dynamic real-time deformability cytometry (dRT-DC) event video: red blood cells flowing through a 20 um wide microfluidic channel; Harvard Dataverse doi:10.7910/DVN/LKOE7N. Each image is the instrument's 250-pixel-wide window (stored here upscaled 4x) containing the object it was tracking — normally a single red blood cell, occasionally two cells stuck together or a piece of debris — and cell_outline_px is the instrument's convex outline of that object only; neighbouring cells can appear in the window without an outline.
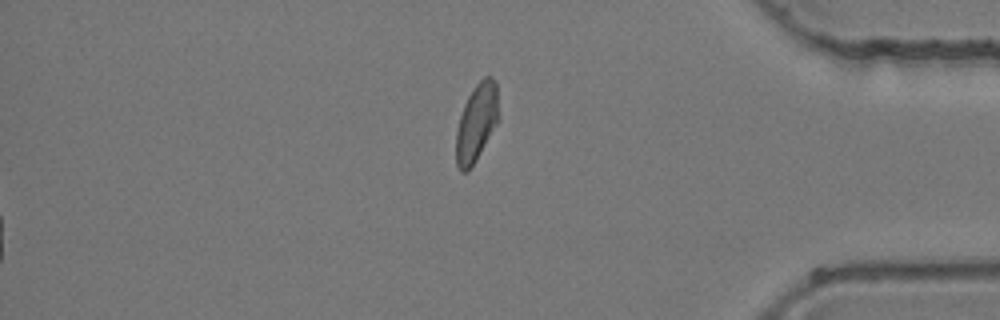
{"species": "common noctule bat (a hibernating species)", "species_latin": "Nyctalus noctula", "temperature_condition": "room temperature", "stored_images_in_passage": 47, "camera_frame_rate_fps": 3000, "um_per_image_px": 0.085, "animal": {"sex": "female", "body_mass_g": 24.6, "forearm_length_mm": 56.2}, "frame": {"image": 1, "passage_image": 47, "time_ms": 15.333, "image_size_px": [1000, 320], "cell_outline_px": [[500, 120], [476, 160], [468, 172], [460, 172], [456, 164], [456, 128], [464, 104], [468, 96], [476, 84], [484, 76], [492, 76], [496, 80], [500, 116]], "centroid_in_image_um": [40.53, 10.41], "position_along_channel_um": 394.7, "area_um2": 19.77}}